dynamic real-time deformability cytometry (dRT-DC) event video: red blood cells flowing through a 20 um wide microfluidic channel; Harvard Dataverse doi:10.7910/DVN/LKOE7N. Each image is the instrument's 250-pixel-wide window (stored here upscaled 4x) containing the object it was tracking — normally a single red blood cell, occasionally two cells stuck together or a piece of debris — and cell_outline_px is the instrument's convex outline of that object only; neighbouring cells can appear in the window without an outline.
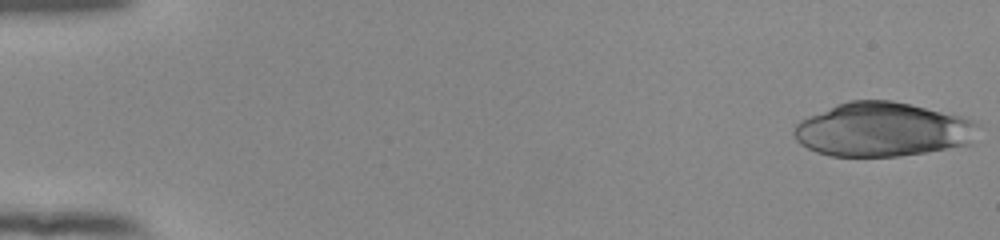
{"species": "human", "species_latin": "Homo sapiens", "temperature_condition": "room temperature", "stored_images_in_passage": 53, "camera_frame_rate_fps": 3000, "um_per_image_px": 0.085, "donor": {"sex": "female"}, "frame": {"image": 1, "passage_image": 1, "time_ms": 0.0, "image_size_px": [1000, 240], "cell_outline_px": [[980, 124], [972, 144], [900, 156], [832, 156], [816, 152], [800, 144], [796, 140], [792, 132], [796, 124], [800, 120], [808, 116], [836, 104], [848, 100], [892, 100], [960, 116], [976, 120]], "centroid_in_image_um": [75.01, 11.01], "position_along_channel_um": 10.0, "area_um2": 58.2}}